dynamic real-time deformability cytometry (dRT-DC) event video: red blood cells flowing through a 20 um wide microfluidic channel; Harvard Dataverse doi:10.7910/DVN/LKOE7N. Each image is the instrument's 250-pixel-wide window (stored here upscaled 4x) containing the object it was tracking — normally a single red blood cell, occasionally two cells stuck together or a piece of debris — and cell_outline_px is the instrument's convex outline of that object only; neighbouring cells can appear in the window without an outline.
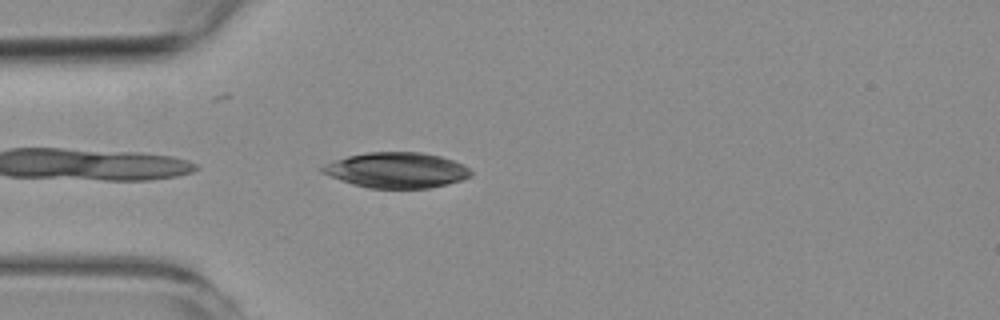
{"species": "common noctule bat (a hibernating species)", "species_latin": "Nyctalus noctula", "temperature_condition": "room temperature", "stored_images_in_passage": 3, "camera_frame_rate_fps": 3000, "um_per_image_px": 0.085, "animal": {"sex": "female", "body_mass_g": 19.3, "forearm_length_mm": 54.1}, "frame": {"image": 1, "passage_image": 3, "time_ms": 2.0, "image_size_px": [1000, 320], "cell_outline_px": [[472, 176], [464, 180], [448, 184], [428, 188], [368, 188], [352, 184], [340, 180], [320, 172], [320, 168], [324, 164], [332, 160], [348, 156], [368, 152], [420, 152], [440, 156], [464, 164], [472, 172]], "centroid_in_image_um": [33.71, 14.46], "position_along_channel_um": 51.3, "area_um2": 30.92}}